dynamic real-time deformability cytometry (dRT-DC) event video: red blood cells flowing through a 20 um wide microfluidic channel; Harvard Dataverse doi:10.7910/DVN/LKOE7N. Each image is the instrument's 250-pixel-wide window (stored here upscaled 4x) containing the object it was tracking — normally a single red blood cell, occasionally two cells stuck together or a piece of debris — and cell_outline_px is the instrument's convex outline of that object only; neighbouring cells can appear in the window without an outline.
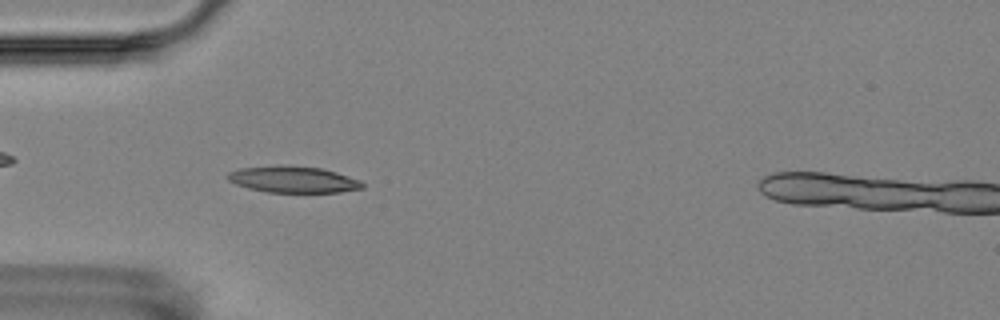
{"species": "Egyptian fruit bat (a non-hibernating species)", "species_latin": "Rousettus aegyptiacus", "temperature_condition": "room temperature", "stored_images_in_passage": 6, "camera_frame_rate_fps": 3000, "um_per_image_px": 0.085, "animal": {"sex": "female"}, "frame": {"image": 1, "passage_image": 5, "time_ms": 4.667, "image_size_px": [1000, 320], "cell_outline_px": [[364, 188], [340, 192], [268, 192], [248, 188], [236, 184], [228, 180], [224, 176], [228, 172], [240, 168], [280, 164], [320, 168], [336, 172], [360, 180], [364, 184]], "centroid_in_image_um": [24.88, 15.24], "position_along_channel_um": 60.1, "area_um2": 20.92}}